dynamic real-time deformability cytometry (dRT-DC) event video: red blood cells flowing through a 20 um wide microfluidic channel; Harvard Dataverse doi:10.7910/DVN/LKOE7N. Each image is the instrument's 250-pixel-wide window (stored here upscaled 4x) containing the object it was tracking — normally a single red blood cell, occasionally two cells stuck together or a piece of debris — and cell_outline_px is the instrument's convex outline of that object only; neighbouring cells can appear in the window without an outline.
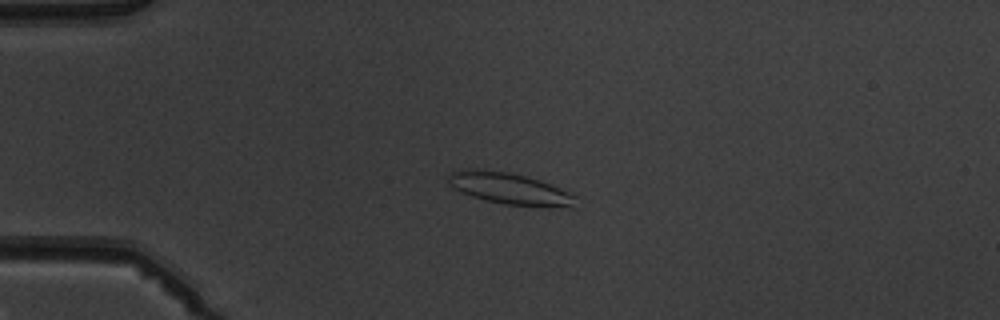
{"species": "common noctule bat (a hibernating species)", "species_latin": "Nyctalus noctula", "temperature_condition": "warm", "stored_images_in_passage": 6, "camera_frame_rate_fps": 3000, "um_per_image_px": 0.085, "animal": {"sex": "male", "body_mass_g": 19.5, "forearm_length_mm": 54.6}, "frame": {"image": 1, "passage_image": 3, "time_ms": 2.333, "image_size_px": [1000, 320], "cell_outline_px": [[576, 208], [548, 208], [504, 204], [472, 196], [460, 192], [452, 188], [448, 184], [444, 176], [452, 172], [468, 168], [476, 168], [508, 172], [540, 180], [568, 192], [576, 196]], "centroid_in_image_um": [43.31, 16.05], "position_along_channel_um": 41.7, "area_um2": 23.93}}
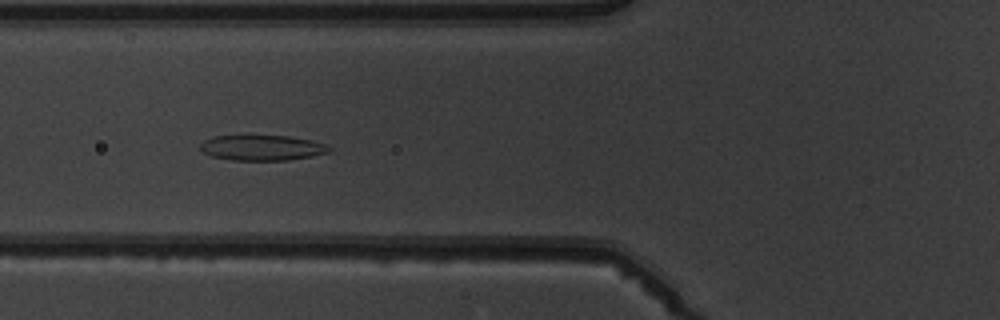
{"frame": {"image": 2, "passage_image": 5, "time_ms": 4.667, "image_size_px": [1000, 320], "cell_outline_px": [[332, 148], [328, 152], [312, 156], [288, 160], [232, 160], [212, 156], [204, 152], [200, 148], [200, 144], [204, 140], [216, 136], [288, 136], [312, 140], [324, 144]], "centroid_in_image_um": [22.28, 12.56], "position_along_channel_um": 103.5, "area_um2": 18.84}}
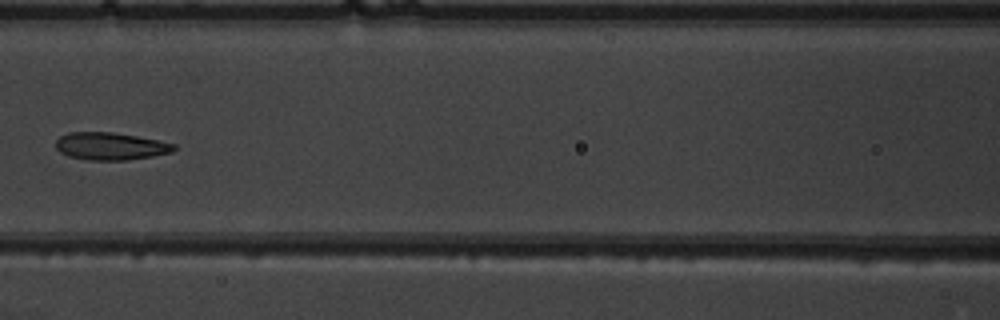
{"frame": {"image": 3, "passage_image": 6, "time_ms": 6.0, "image_size_px": [1000, 320], "cell_outline_px": [[176, 148], [172, 152], [152, 156], [128, 160], [88, 160], [68, 156], [60, 152], [56, 148], [56, 140], [60, 136], [68, 132], [112, 132], [136, 136], [176, 144]], "centroid_in_image_um": [9.37, 12.43], "position_along_channel_um": 157.2, "area_um2": 18.9}}